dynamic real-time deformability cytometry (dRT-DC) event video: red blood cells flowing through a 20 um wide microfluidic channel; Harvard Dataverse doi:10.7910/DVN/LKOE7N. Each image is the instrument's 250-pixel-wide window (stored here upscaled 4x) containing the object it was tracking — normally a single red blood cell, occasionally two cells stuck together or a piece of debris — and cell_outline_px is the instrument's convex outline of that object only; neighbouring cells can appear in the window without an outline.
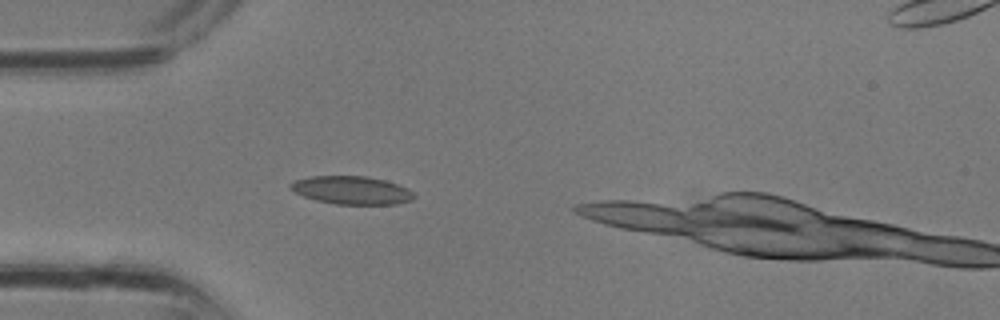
{"species": "common noctule bat (a hibernating species)", "species_latin": "Nyctalus noctula", "temperature_condition": "room temperature", "stored_images_in_passage": 7, "camera_frame_rate_fps": 3000, "um_per_image_px": 0.085, "animal": {"sex": "male", "body_mass_g": 13.3}, "frame": {"image": 1, "passage_image": 4, "time_ms": 1.0, "image_size_px": [1000, 320], "cell_outline_px": [[416, 196], [412, 200], [396, 204], [336, 204], [316, 200], [304, 196], [288, 188], [288, 184], [296, 180], [312, 176], [368, 176], [384, 180], [408, 188], [416, 192]], "centroid_in_image_um": [29.92, 16.17], "position_along_channel_um": 55.1, "area_um2": 20.29}}
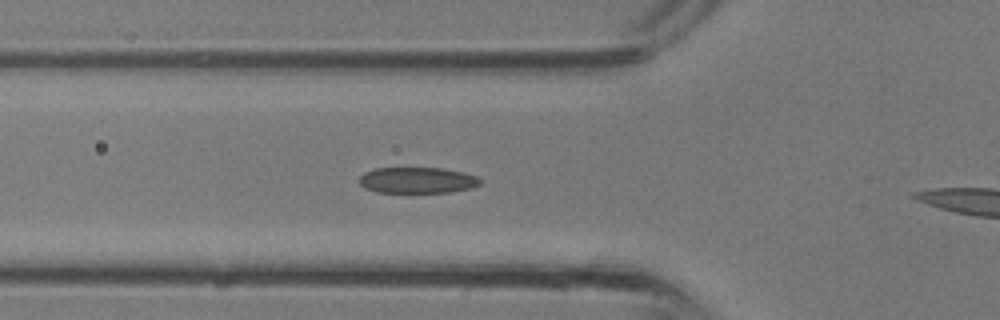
{"frame": {"image": 2, "passage_image": 6, "time_ms": 1.667, "image_size_px": [1000, 320], "cell_outline_px": [[484, 180], [480, 184], [472, 188], [448, 192], [376, 192], [364, 188], [360, 184], [360, 176], [364, 172], [372, 168], [440, 168], [464, 172], [476, 176]], "centroid_in_image_um": [35.48, 15.31], "position_along_channel_um": 90.3, "area_um2": 18.44}}